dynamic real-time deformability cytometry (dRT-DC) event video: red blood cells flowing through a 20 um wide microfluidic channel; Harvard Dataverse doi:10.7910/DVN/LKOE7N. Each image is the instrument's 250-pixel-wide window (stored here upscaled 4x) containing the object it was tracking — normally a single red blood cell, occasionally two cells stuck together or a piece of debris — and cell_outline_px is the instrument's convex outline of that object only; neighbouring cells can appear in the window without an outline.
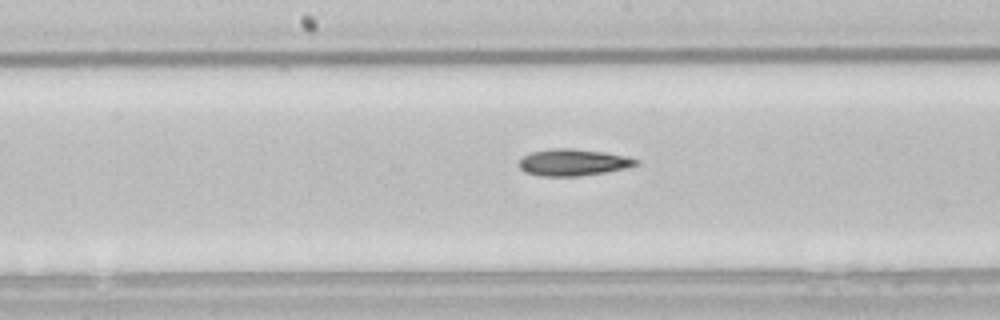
{"species": "common noctule bat (a hibernating species)", "species_latin": "Nyctalus noctula", "temperature_condition": "room temperature", "stored_images_in_passage": 38, "camera_frame_rate_fps": 3000, "um_per_image_px": 0.085, "animal": {"sex": "male", "body_mass_g": 21.5, "forearm_length_mm": 52.0}, "frame": {"image": 1, "passage_image": 14, "time_ms": 4.333, "image_size_px": [1000, 320], "cell_outline_px": [[640, 164], [624, 168], [604, 172], [580, 176], [540, 176], [524, 172], [516, 164], [524, 156], [532, 152], [548, 148], [572, 148], [604, 152], [624, 156], [640, 160]], "centroid_in_image_um": [48.67, 13.8], "position_along_channel_um": 199.5, "area_um2": 18.26}}
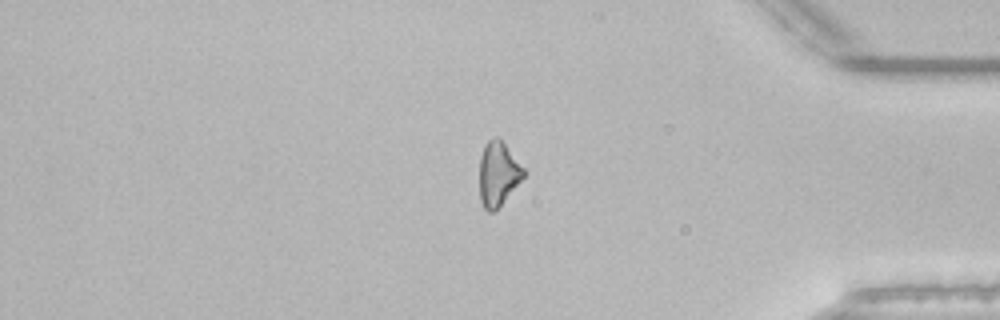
{"frame": {"image": 2, "passage_image": 31, "time_ms": 10.0, "image_size_px": [1000, 320], "cell_outline_px": [[524, 176], [500, 204], [492, 212], [488, 212], [484, 208], [480, 200], [480, 156], [484, 144], [492, 136], [500, 136], [524, 168]], "centroid_in_image_um": [42.32, 14.69], "position_along_channel_um": 392.9, "area_um2": 16.42}, "authors_computed_cell_mechanics": {"area_um2": 17.7157, "velocity_mm_per_s": 3.8894, "shape_relaxation_time_tau1_ms": 5.9562, "shape_relaxation_time_tau2_ms": null, "deformation_change_tau1": 0.1414, "deformation_change_tau2": null}}